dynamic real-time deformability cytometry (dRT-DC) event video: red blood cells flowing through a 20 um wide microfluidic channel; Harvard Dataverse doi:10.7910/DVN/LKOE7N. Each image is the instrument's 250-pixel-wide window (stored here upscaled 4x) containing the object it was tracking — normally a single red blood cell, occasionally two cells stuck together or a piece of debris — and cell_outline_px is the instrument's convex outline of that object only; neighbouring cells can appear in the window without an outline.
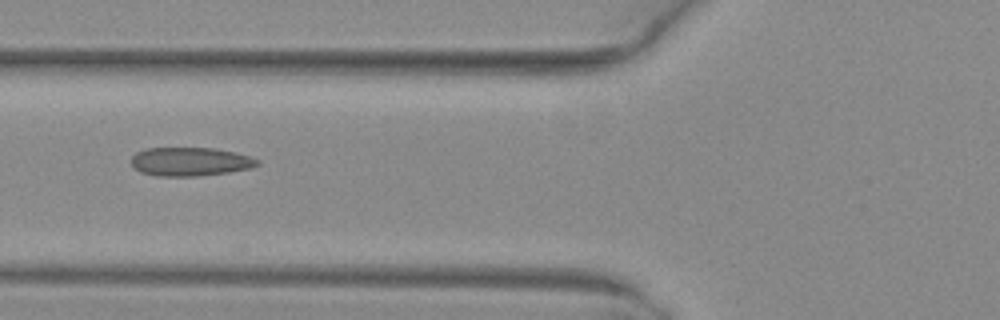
{"species": "common noctule bat (a hibernating species)", "species_latin": "Nyctalus noctula", "temperature_condition": "warm", "stored_images_in_passage": 4, "camera_frame_rate_fps": 3000, "um_per_image_px": 0.085, "animal": {"sex": "female", "body_mass_g": 29.2, "forearm_length_mm": 56.3}, "frame": {"image": 1, "passage_image": 4, "time_ms": 1.0, "image_size_px": [1000, 320], "cell_outline_px": [[260, 164], [252, 168], [228, 172], [196, 176], [156, 176], [140, 172], [132, 164], [132, 156], [136, 152], [148, 148], [216, 148], [236, 152], [260, 160]], "centroid_in_image_um": [16.19, 13.74], "position_along_channel_um": 109.6, "area_um2": 21.1}}